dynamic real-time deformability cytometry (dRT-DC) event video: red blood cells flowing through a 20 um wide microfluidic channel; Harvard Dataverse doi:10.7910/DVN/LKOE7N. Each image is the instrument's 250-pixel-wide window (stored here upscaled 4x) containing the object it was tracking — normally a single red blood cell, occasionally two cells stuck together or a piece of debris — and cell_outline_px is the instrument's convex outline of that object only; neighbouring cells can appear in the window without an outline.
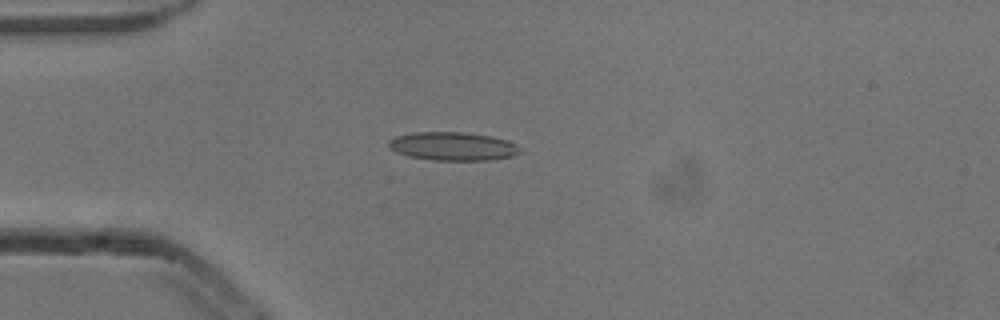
{"species": "common noctule bat (a hibernating species)", "species_latin": "Nyctalus noctula", "temperature_condition": "cold", "stored_images_in_passage": 2, "camera_frame_rate_fps": 3000, "um_per_image_px": 0.085, "animal": {"sex": "male", "body_mass_g": 13.3}, "frame": {"image": 1, "passage_image": 2, "time_ms": 0.333, "image_size_px": [1000, 320], "cell_outline_px": [[520, 152], [512, 156], [492, 160], [432, 160], [408, 156], [396, 152], [388, 148], [388, 140], [396, 136], [416, 132], [464, 132], [492, 136], [508, 140], [516, 144], [520, 148]], "centroid_in_image_um": [38.48, 12.43], "position_along_channel_um": 46.5, "area_um2": 21.91}}